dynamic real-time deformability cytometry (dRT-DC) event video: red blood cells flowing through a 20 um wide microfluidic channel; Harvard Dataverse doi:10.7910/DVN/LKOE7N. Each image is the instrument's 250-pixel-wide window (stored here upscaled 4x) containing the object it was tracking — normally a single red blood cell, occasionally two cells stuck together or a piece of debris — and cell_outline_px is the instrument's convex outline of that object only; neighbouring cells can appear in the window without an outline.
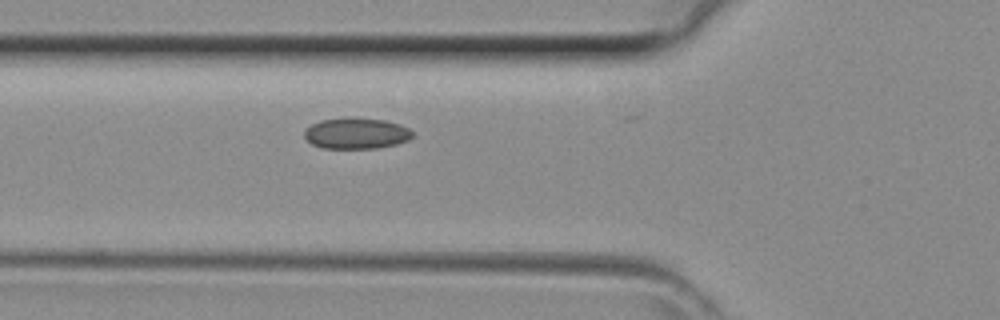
{"species": "common noctule bat (a hibernating species)", "species_latin": "Nyctalus noctula", "temperature_condition": "room temperature", "stored_images_in_passage": 26, "camera_frame_rate_fps": 3000, "um_per_image_px": 0.085, "animal": {"sex": "female", "body_mass_g": 29.2, "forearm_length_mm": 56.3}, "frame": {"image": 1, "passage_image": 2, "time_ms": 0.333, "image_size_px": [1000, 320], "cell_outline_px": [[412, 136], [408, 140], [396, 144], [376, 148], [320, 148], [312, 144], [304, 136], [304, 132], [312, 124], [320, 120], [348, 116], [384, 120], [400, 124], [408, 128], [412, 132]], "centroid_in_image_um": [30.27, 11.32], "position_along_channel_um": 95.5, "area_um2": 19.65}}
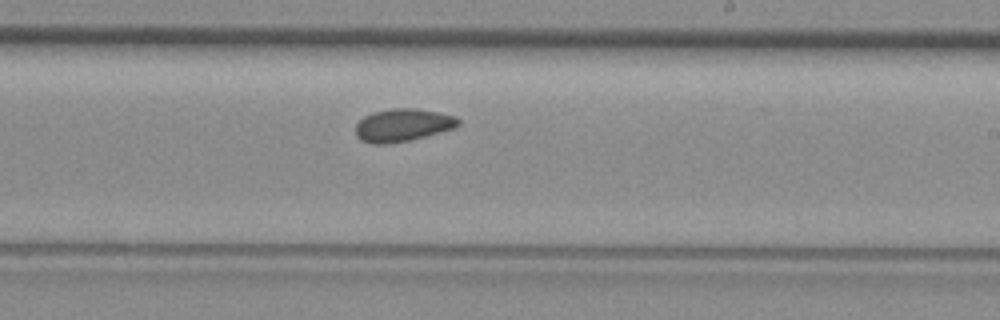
{"frame": {"image": 2, "passage_image": 12, "time_ms": 3.667, "image_size_px": [1000, 320], "cell_outline_px": [[460, 124], [452, 128], [440, 132], [412, 140], [388, 144], [372, 144], [360, 140], [356, 136], [356, 124], [364, 116], [372, 112], [392, 108], [416, 108], [440, 112], [456, 116], [460, 120]], "centroid_in_image_um": [34.22, 10.63], "position_along_channel_um": 254.8, "area_um2": 19.83}}
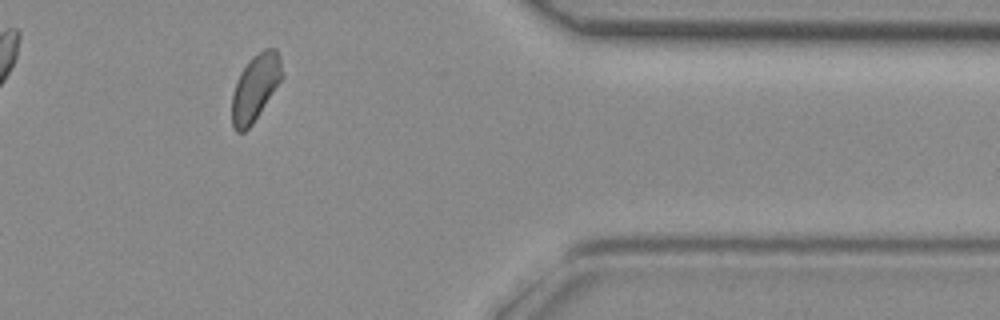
{"frame": {"image": 3, "passage_image": 22, "time_ms": 7.0, "image_size_px": [1000, 320], "cell_outline_px": [[280, 80], [252, 124], [244, 132], [236, 132], [232, 128], [232, 92], [236, 80], [240, 72], [248, 60], [252, 56], [264, 48], [276, 48], [280, 56]], "centroid_in_image_um": [21.64, 7.43], "position_along_channel_um": 389.8, "area_um2": 19.07}}